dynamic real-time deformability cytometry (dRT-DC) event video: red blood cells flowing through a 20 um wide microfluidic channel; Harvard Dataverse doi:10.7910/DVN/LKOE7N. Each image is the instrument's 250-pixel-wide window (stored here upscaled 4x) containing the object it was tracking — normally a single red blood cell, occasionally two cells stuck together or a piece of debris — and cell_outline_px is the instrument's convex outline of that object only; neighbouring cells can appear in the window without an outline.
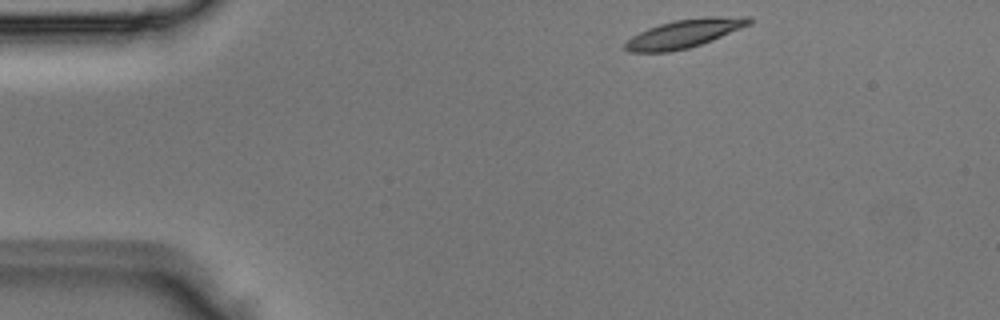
{"species": "Egyptian fruit bat (a non-hibernating species)", "species_latin": "Rousettus aegyptiacus", "temperature_condition": "room temperature", "stored_images_in_passage": 3, "camera_frame_rate_fps": 3000, "um_per_image_px": 0.085, "animal": {"sex": "male"}, "frame": {"image": 1, "passage_image": 1, "time_ms": 0.0, "image_size_px": [1000, 320], "cell_outline_px": [[752, 24], [712, 40], [688, 48], [668, 52], [628, 52], [624, 48], [624, 44], [632, 36], [648, 28], [660, 24], [676, 20], [704, 16], [752, 16]], "centroid_in_image_um": [58.21, 2.84], "position_along_channel_um": 26.8, "area_um2": 20.58}}
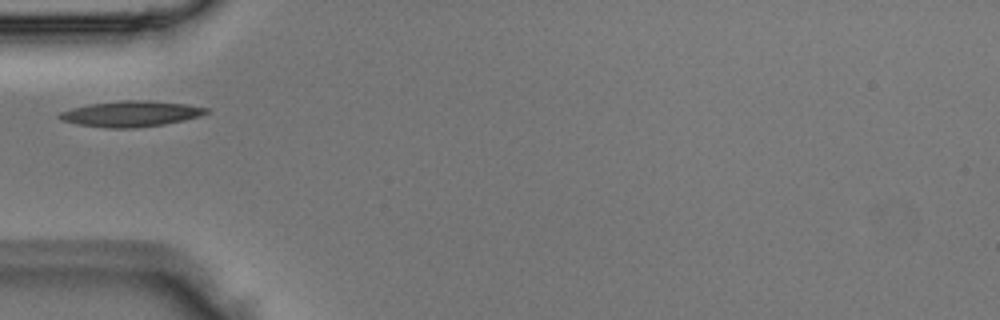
{"frame": {"image": 2, "passage_image": 3, "time_ms": 0.667, "image_size_px": [1000, 320], "cell_outline_px": [[212, 112], [200, 116], [184, 120], [164, 124], [132, 128], [108, 128], [80, 124], [64, 120], [56, 116], [60, 112], [72, 108], [88, 104], [120, 100], [152, 100], [188, 104], [208, 108]], "centroid_in_image_um": [11.19, 9.65], "position_along_channel_um": 73.8, "area_um2": 22.08}}